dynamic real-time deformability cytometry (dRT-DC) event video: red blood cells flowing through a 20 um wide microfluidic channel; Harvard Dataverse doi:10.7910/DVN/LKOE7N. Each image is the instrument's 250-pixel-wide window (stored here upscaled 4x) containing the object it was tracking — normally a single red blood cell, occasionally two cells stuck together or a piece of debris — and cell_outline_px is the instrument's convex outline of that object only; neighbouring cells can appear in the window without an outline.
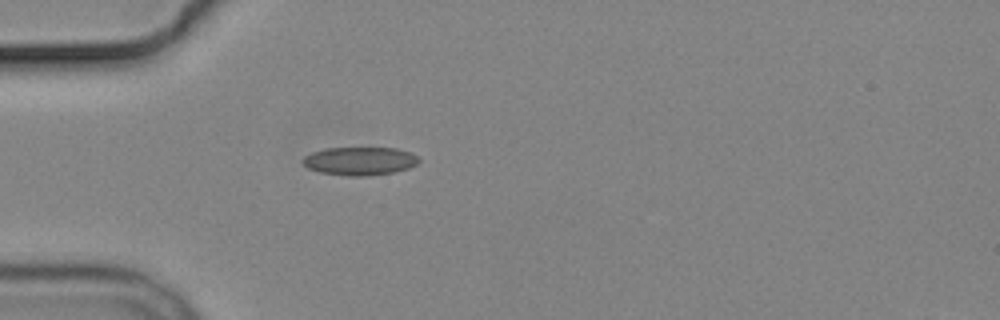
{"species": "common noctule bat (a hibernating species)", "species_latin": "Nyctalus noctula", "temperature_condition": "cold", "stored_images_in_passage": 1, "camera_frame_rate_fps": 3000, "um_per_image_px": 0.085, "animal": {"sex": "male", "body_mass_g": 19.2, "forearm_length_mm": 51.8}, "frame": {"image": 1, "passage_image": 1, "time_ms": 0.0, "image_size_px": [1000, 320], "cell_outline_px": [[420, 160], [416, 164], [408, 168], [392, 172], [368, 176], [348, 176], [320, 172], [308, 168], [300, 160], [304, 156], [312, 152], [324, 148], [396, 148], [412, 152]], "centroid_in_image_um": [30.56, 13.68], "position_along_channel_um": 54.4, "area_um2": 19.13}}